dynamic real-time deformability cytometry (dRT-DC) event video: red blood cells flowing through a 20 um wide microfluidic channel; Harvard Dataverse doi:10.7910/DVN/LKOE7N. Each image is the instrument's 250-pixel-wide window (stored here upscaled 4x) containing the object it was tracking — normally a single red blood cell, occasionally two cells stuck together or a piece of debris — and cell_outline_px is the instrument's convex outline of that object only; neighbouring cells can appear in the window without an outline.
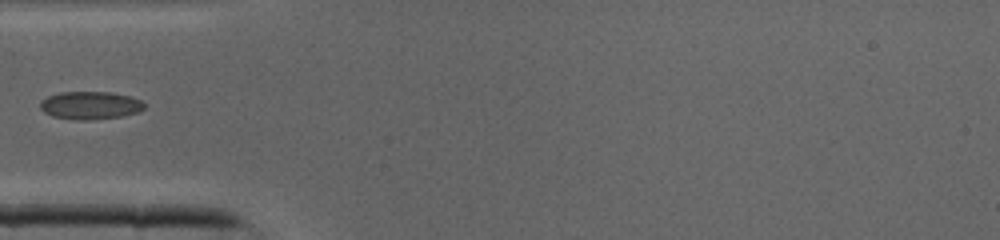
{"species": "common noctule bat (a hibernating species)", "species_latin": "Nyctalus noctula", "temperature_condition": "cold", "stored_images_in_passage": 29, "camera_frame_rate_fps": 3000, "um_per_image_px": 0.085, "animal": {"sex": "male", "body_mass_g": 19.0, "forearm_length_mm": 50.8}, "frame": {"image": 1, "passage_image": 1, "time_ms": 0.0, "image_size_px": [1000, 240], "cell_outline_px": [[144, 108], [140, 112], [120, 116], [84, 120], [76, 120], [52, 116], [44, 112], [40, 108], [40, 100], [48, 96], [60, 92], [112, 92], [128, 96], [140, 100], [144, 104]], "centroid_in_image_um": [7.64, 8.95], "position_along_channel_um": 77.4, "area_um2": 16.82}}
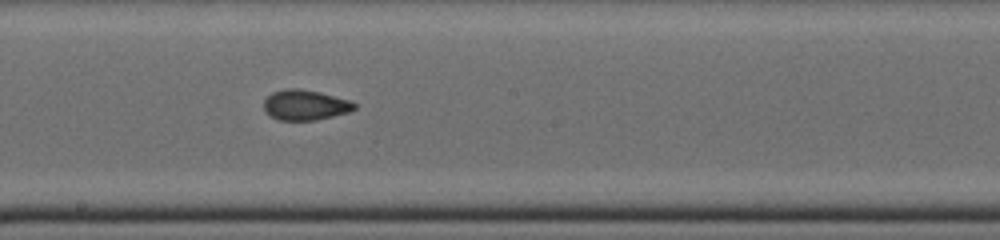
{"frame": {"image": 2, "passage_image": 10, "time_ms": 3.0, "image_size_px": [1000, 240], "cell_outline_px": [[356, 108], [348, 112], [316, 120], [280, 120], [264, 112], [264, 100], [272, 92], [288, 88], [300, 88], [320, 92], [352, 100], [356, 104]], "centroid_in_image_um": [25.95, 8.91], "position_along_channel_um": 222.2, "area_um2": 16.07}}
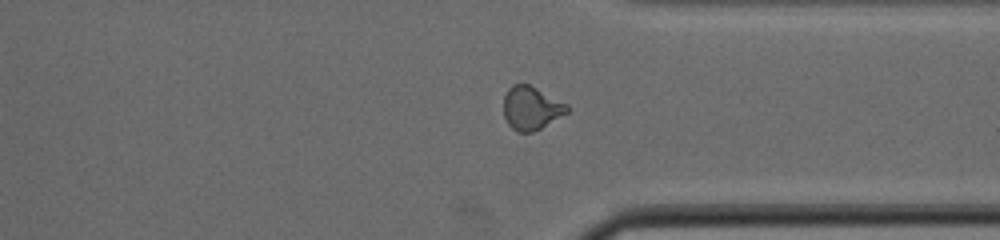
{"frame": {"image": 3, "passage_image": 19, "time_ms": 6.0, "image_size_px": [1000, 240], "cell_outline_px": [[568, 112], [540, 128], [532, 132], [516, 132], [508, 124], [504, 116], [504, 96], [508, 88], [512, 84], [528, 84], [568, 104]], "centroid_in_image_um": [45.13, 9.18], "position_along_channel_um": 366.3, "area_um2": 15.9}}